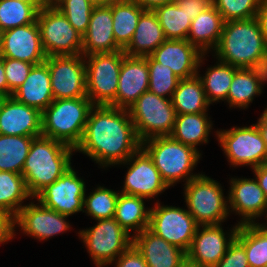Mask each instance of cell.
Segmentation results:
<instances>
[{"mask_svg":"<svg viewBox=\"0 0 267 267\" xmlns=\"http://www.w3.org/2000/svg\"><path fill=\"white\" fill-rule=\"evenodd\" d=\"M212 121L208 113L176 114L175 125L171 137L197 150V146L209 142ZM201 143V144H200Z\"/></svg>","mask_w":267,"mask_h":267,"instance_id":"obj_29","label":"cell"},{"mask_svg":"<svg viewBox=\"0 0 267 267\" xmlns=\"http://www.w3.org/2000/svg\"><path fill=\"white\" fill-rule=\"evenodd\" d=\"M72 166L51 185L44 188L35 199L45 207L71 216L83 211L85 181Z\"/></svg>","mask_w":267,"mask_h":267,"instance_id":"obj_14","label":"cell"},{"mask_svg":"<svg viewBox=\"0 0 267 267\" xmlns=\"http://www.w3.org/2000/svg\"><path fill=\"white\" fill-rule=\"evenodd\" d=\"M111 9L115 41L124 49L130 43L139 17L145 9L132 0H114Z\"/></svg>","mask_w":267,"mask_h":267,"instance_id":"obj_33","label":"cell"},{"mask_svg":"<svg viewBox=\"0 0 267 267\" xmlns=\"http://www.w3.org/2000/svg\"><path fill=\"white\" fill-rule=\"evenodd\" d=\"M35 2L39 7H42V0H27Z\"/></svg>","mask_w":267,"mask_h":267,"instance_id":"obj_58","label":"cell"},{"mask_svg":"<svg viewBox=\"0 0 267 267\" xmlns=\"http://www.w3.org/2000/svg\"><path fill=\"white\" fill-rule=\"evenodd\" d=\"M94 189L88 196L85 191L83 212L95 220L114 217L119 191H113L104 186H97Z\"/></svg>","mask_w":267,"mask_h":267,"instance_id":"obj_39","label":"cell"},{"mask_svg":"<svg viewBox=\"0 0 267 267\" xmlns=\"http://www.w3.org/2000/svg\"><path fill=\"white\" fill-rule=\"evenodd\" d=\"M254 172L255 179L257 180L259 187L264 191L267 199V166L260 165L252 169Z\"/></svg>","mask_w":267,"mask_h":267,"instance_id":"obj_49","label":"cell"},{"mask_svg":"<svg viewBox=\"0 0 267 267\" xmlns=\"http://www.w3.org/2000/svg\"><path fill=\"white\" fill-rule=\"evenodd\" d=\"M73 151V147L52 138L39 136L33 139L22 171L33 199L72 166Z\"/></svg>","mask_w":267,"mask_h":267,"instance_id":"obj_3","label":"cell"},{"mask_svg":"<svg viewBox=\"0 0 267 267\" xmlns=\"http://www.w3.org/2000/svg\"><path fill=\"white\" fill-rule=\"evenodd\" d=\"M141 148L152 159L166 184L175 186L182 179L185 184L200 174H193L201 153L194 148L174 140L171 136L144 140Z\"/></svg>","mask_w":267,"mask_h":267,"instance_id":"obj_5","label":"cell"},{"mask_svg":"<svg viewBox=\"0 0 267 267\" xmlns=\"http://www.w3.org/2000/svg\"><path fill=\"white\" fill-rule=\"evenodd\" d=\"M37 24L47 57L82 54L83 36L55 6L40 7Z\"/></svg>","mask_w":267,"mask_h":267,"instance_id":"obj_10","label":"cell"},{"mask_svg":"<svg viewBox=\"0 0 267 267\" xmlns=\"http://www.w3.org/2000/svg\"><path fill=\"white\" fill-rule=\"evenodd\" d=\"M98 223L78 232L87 252L97 267H105L116 260L131 244L132 236L114 219L96 220Z\"/></svg>","mask_w":267,"mask_h":267,"instance_id":"obj_9","label":"cell"},{"mask_svg":"<svg viewBox=\"0 0 267 267\" xmlns=\"http://www.w3.org/2000/svg\"><path fill=\"white\" fill-rule=\"evenodd\" d=\"M264 165H265V166H267V156H266V159H265Z\"/></svg>","mask_w":267,"mask_h":267,"instance_id":"obj_60","label":"cell"},{"mask_svg":"<svg viewBox=\"0 0 267 267\" xmlns=\"http://www.w3.org/2000/svg\"><path fill=\"white\" fill-rule=\"evenodd\" d=\"M53 6L63 13L82 36L86 33L94 8L88 0H58Z\"/></svg>","mask_w":267,"mask_h":267,"instance_id":"obj_41","label":"cell"},{"mask_svg":"<svg viewBox=\"0 0 267 267\" xmlns=\"http://www.w3.org/2000/svg\"><path fill=\"white\" fill-rule=\"evenodd\" d=\"M149 69L146 57L125 56L119 74L116 108L128 109L141 94L148 91Z\"/></svg>","mask_w":267,"mask_h":267,"instance_id":"obj_23","label":"cell"},{"mask_svg":"<svg viewBox=\"0 0 267 267\" xmlns=\"http://www.w3.org/2000/svg\"><path fill=\"white\" fill-rule=\"evenodd\" d=\"M256 18L259 21L267 45V0H261Z\"/></svg>","mask_w":267,"mask_h":267,"instance_id":"obj_48","label":"cell"},{"mask_svg":"<svg viewBox=\"0 0 267 267\" xmlns=\"http://www.w3.org/2000/svg\"><path fill=\"white\" fill-rule=\"evenodd\" d=\"M115 267H148L141 253L131 244L116 260Z\"/></svg>","mask_w":267,"mask_h":267,"instance_id":"obj_45","label":"cell"},{"mask_svg":"<svg viewBox=\"0 0 267 267\" xmlns=\"http://www.w3.org/2000/svg\"><path fill=\"white\" fill-rule=\"evenodd\" d=\"M16 226V216L12 213L0 209V244L9 242L14 238Z\"/></svg>","mask_w":267,"mask_h":267,"instance_id":"obj_46","label":"cell"},{"mask_svg":"<svg viewBox=\"0 0 267 267\" xmlns=\"http://www.w3.org/2000/svg\"><path fill=\"white\" fill-rule=\"evenodd\" d=\"M180 267H202V266L193 264L186 260Z\"/></svg>","mask_w":267,"mask_h":267,"instance_id":"obj_55","label":"cell"},{"mask_svg":"<svg viewBox=\"0 0 267 267\" xmlns=\"http://www.w3.org/2000/svg\"><path fill=\"white\" fill-rule=\"evenodd\" d=\"M145 10H153L157 6L175 2V0H132Z\"/></svg>","mask_w":267,"mask_h":267,"instance_id":"obj_50","label":"cell"},{"mask_svg":"<svg viewBox=\"0 0 267 267\" xmlns=\"http://www.w3.org/2000/svg\"><path fill=\"white\" fill-rule=\"evenodd\" d=\"M184 185L187 209L198 225H217L227 220L228 196H224L218 181L201 173Z\"/></svg>","mask_w":267,"mask_h":267,"instance_id":"obj_6","label":"cell"},{"mask_svg":"<svg viewBox=\"0 0 267 267\" xmlns=\"http://www.w3.org/2000/svg\"><path fill=\"white\" fill-rule=\"evenodd\" d=\"M123 50L115 41L111 3L94 6L88 29L82 38V55L113 53Z\"/></svg>","mask_w":267,"mask_h":267,"instance_id":"obj_21","label":"cell"},{"mask_svg":"<svg viewBox=\"0 0 267 267\" xmlns=\"http://www.w3.org/2000/svg\"><path fill=\"white\" fill-rule=\"evenodd\" d=\"M223 20H247L256 17L261 0H212Z\"/></svg>","mask_w":267,"mask_h":267,"instance_id":"obj_42","label":"cell"},{"mask_svg":"<svg viewBox=\"0 0 267 267\" xmlns=\"http://www.w3.org/2000/svg\"><path fill=\"white\" fill-rule=\"evenodd\" d=\"M238 228L239 224L237 223L229 234L223 231L222 224L199 225L186 252V260L202 267L215 266L236 238Z\"/></svg>","mask_w":267,"mask_h":267,"instance_id":"obj_16","label":"cell"},{"mask_svg":"<svg viewBox=\"0 0 267 267\" xmlns=\"http://www.w3.org/2000/svg\"><path fill=\"white\" fill-rule=\"evenodd\" d=\"M34 138L0 134V171L22 174Z\"/></svg>","mask_w":267,"mask_h":267,"instance_id":"obj_35","label":"cell"},{"mask_svg":"<svg viewBox=\"0 0 267 267\" xmlns=\"http://www.w3.org/2000/svg\"><path fill=\"white\" fill-rule=\"evenodd\" d=\"M1 56L34 65L46 60L37 20L32 24L2 32Z\"/></svg>","mask_w":267,"mask_h":267,"instance_id":"obj_19","label":"cell"},{"mask_svg":"<svg viewBox=\"0 0 267 267\" xmlns=\"http://www.w3.org/2000/svg\"><path fill=\"white\" fill-rule=\"evenodd\" d=\"M58 0H42V6L44 5H54Z\"/></svg>","mask_w":267,"mask_h":267,"instance_id":"obj_56","label":"cell"},{"mask_svg":"<svg viewBox=\"0 0 267 267\" xmlns=\"http://www.w3.org/2000/svg\"><path fill=\"white\" fill-rule=\"evenodd\" d=\"M216 136L231 167L249 165L253 169L264 164L267 146L256 123L217 130Z\"/></svg>","mask_w":267,"mask_h":267,"instance_id":"obj_11","label":"cell"},{"mask_svg":"<svg viewBox=\"0 0 267 267\" xmlns=\"http://www.w3.org/2000/svg\"><path fill=\"white\" fill-rule=\"evenodd\" d=\"M130 165L128 167L123 189L120 193L135 195L147 199L157 197L169 188L162 179L159 170L153 164L149 155L140 148L125 162L117 165Z\"/></svg>","mask_w":267,"mask_h":267,"instance_id":"obj_15","label":"cell"},{"mask_svg":"<svg viewBox=\"0 0 267 267\" xmlns=\"http://www.w3.org/2000/svg\"><path fill=\"white\" fill-rule=\"evenodd\" d=\"M39 9L33 1L0 0V31L34 23Z\"/></svg>","mask_w":267,"mask_h":267,"instance_id":"obj_38","label":"cell"},{"mask_svg":"<svg viewBox=\"0 0 267 267\" xmlns=\"http://www.w3.org/2000/svg\"><path fill=\"white\" fill-rule=\"evenodd\" d=\"M1 47H2V31H0V56H1Z\"/></svg>","mask_w":267,"mask_h":267,"instance_id":"obj_59","label":"cell"},{"mask_svg":"<svg viewBox=\"0 0 267 267\" xmlns=\"http://www.w3.org/2000/svg\"><path fill=\"white\" fill-rule=\"evenodd\" d=\"M67 217L39 201L37 204L32 201L20 209L16 216V226L20 227L23 234L43 241L69 230L71 226L66 221Z\"/></svg>","mask_w":267,"mask_h":267,"instance_id":"obj_18","label":"cell"},{"mask_svg":"<svg viewBox=\"0 0 267 267\" xmlns=\"http://www.w3.org/2000/svg\"><path fill=\"white\" fill-rule=\"evenodd\" d=\"M175 2L192 20L213 4L212 0H175Z\"/></svg>","mask_w":267,"mask_h":267,"instance_id":"obj_47","label":"cell"},{"mask_svg":"<svg viewBox=\"0 0 267 267\" xmlns=\"http://www.w3.org/2000/svg\"><path fill=\"white\" fill-rule=\"evenodd\" d=\"M203 54L187 40L166 39L150 56L162 66L169 67L179 79L197 75Z\"/></svg>","mask_w":267,"mask_h":267,"instance_id":"obj_22","label":"cell"},{"mask_svg":"<svg viewBox=\"0 0 267 267\" xmlns=\"http://www.w3.org/2000/svg\"><path fill=\"white\" fill-rule=\"evenodd\" d=\"M263 71L260 68H238L235 71L226 102L229 107L247 109L256 95L263 91Z\"/></svg>","mask_w":267,"mask_h":267,"instance_id":"obj_28","label":"cell"},{"mask_svg":"<svg viewBox=\"0 0 267 267\" xmlns=\"http://www.w3.org/2000/svg\"><path fill=\"white\" fill-rule=\"evenodd\" d=\"M132 244L148 267H180L186 261L184 250L166 242L149 228L133 235Z\"/></svg>","mask_w":267,"mask_h":267,"instance_id":"obj_24","label":"cell"},{"mask_svg":"<svg viewBox=\"0 0 267 267\" xmlns=\"http://www.w3.org/2000/svg\"><path fill=\"white\" fill-rule=\"evenodd\" d=\"M146 198L119 192L114 219L131 235L149 228L151 208H145ZM135 230V231H134Z\"/></svg>","mask_w":267,"mask_h":267,"instance_id":"obj_30","label":"cell"},{"mask_svg":"<svg viewBox=\"0 0 267 267\" xmlns=\"http://www.w3.org/2000/svg\"><path fill=\"white\" fill-rule=\"evenodd\" d=\"M263 113H264L265 115H267V108L263 111Z\"/></svg>","mask_w":267,"mask_h":267,"instance_id":"obj_61","label":"cell"},{"mask_svg":"<svg viewBox=\"0 0 267 267\" xmlns=\"http://www.w3.org/2000/svg\"><path fill=\"white\" fill-rule=\"evenodd\" d=\"M0 134L12 136H42V112L6 97L0 110Z\"/></svg>","mask_w":267,"mask_h":267,"instance_id":"obj_20","label":"cell"},{"mask_svg":"<svg viewBox=\"0 0 267 267\" xmlns=\"http://www.w3.org/2000/svg\"><path fill=\"white\" fill-rule=\"evenodd\" d=\"M203 54L198 62L197 75L200 78L203 89L205 90L206 99L209 104L220 102L222 100L225 102L227 100L228 91L232 83L235 71L238 69L230 64L223 63L218 60L217 65L209 67L205 75L200 76V66H202Z\"/></svg>","mask_w":267,"mask_h":267,"instance_id":"obj_32","label":"cell"},{"mask_svg":"<svg viewBox=\"0 0 267 267\" xmlns=\"http://www.w3.org/2000/svg\"><path fill=\"white\" fill-rule=\"evenodd\" d=\"M141 143L128 109L94 105L74 152H81L106 168L125 162L141 148Z\"/></svg>","mask_w":267,"mask_h":267,"instance_id":"obj_1","label":"cell"},{"mask_svg":"<svg viewBox=\"0 0 267 267\" xmlns=\"http://www.w3.org/2000/svg\"><path fill=\"white\" fill-rule=\"evenodd\" d=\"M7 80V97L25 82L34 64L12 58H3Z\"/></svg>","mask_w":267,"mask_h":267,"instance_id":"obj_43","label":"cell"},{"mask_svg":"<svg viewBox=\"0 0 267 267\" xmlns=\"http://www.w3.org/2000/svg\"><path fill=\"white\" fill-rule=\"evenodd\" d=\"M225 21L212 4L191 22L187 41L194 45L202 54H208L216 48Z\"/></svg>","mask_w":267,"mask_h":267,"instance_id":"obj_27","label":"cell"},{"mask_svg":"<svg viewBox=\"0 0 267 267\" xmlns=\"http://www.w3.org/2000/svg\"><path fill=\"white\" fill-rule=\"evenodd\" d=\"M153 11L157 15L166 39L187 40L192 19L176 2L157 6Z\"/></svg>","mask_w":267,"mask_h":267,"instance_id":"obj_37","label":"cell"},{"mask_svg":"<svg viewBox=\"0 0 267 267\" xmlns=\"http://www.w3.org/2000/svg\"><path fill=\"white\" fill-rule=\"evenodd\" d=\"M94 6H104L110 4L114 0H88Z\"/></svg>","mask_w":267,"mask_h":267,"instance_id":"obj_53","label":"cell"},{"mask_svg":"<svg viewBox=\"0 0 267 267\" xmlns=\"http://www.w3.org/2000/svg\"><path fill=\"white\" fill-rule=\"evenodd\" d=\"M45 62L50 71L54 100L87 97L86 65L82 54L50 56Z\"/></svg>","mask_w":267,"mask_h":267,"instance_id":"obj_13","label":"cell"},{"mask_svg":"<svg viewBox=\"0 0 267 267\" xmlns=\"http://www.w3.org/2000/svg\"><path fill=\"white\" fill-rule=\"evenodd\" d=\"M213 267H249L244 247L234 239L223 258Z\"/></svg>","mask_w":267,"mask_h":267,"instance_id":"obj_44","label":"cell"},{"mask_svg":"<svg viewBox=\"0 0 267 267\" xmlns=\"http://www.w3.org/2000/svg\"><path fill=\"white\" fill-rule=\"evenodd\" d=\"M33 200L22 174L0 171V209L17 216L24 200Z\"/></svg>","mask_w":267,"mask_h":267,"instance_id":"obj_36","label":"cell"},{"mask_svg":"<svg viewBox=\"0 0 267 267\" xmlns=\"http://www.w3.org/2000/svg\"><path fill=\"white\" fill-rule=\"evenodd\" d=\"M128 111L141 142L155 137L171 136L176 118L171 99L148 90L139 96Z\"/></svg>","mask_w":267,"mask_h":267,"instance_id":"obj_7","label":"cell"},{"mask_svg":"<svg viewBox=\"0 0 267 267\" xmlns=\"http://www.w3.org/2000/svg\"><path fill=\"white\" fill-rule=\"evenodd\" d=\"M198 226L187 209L164 206L158 201L151 207L149 229L185 252L188 251Z\"/></svg>","mask_w":267,"mask_h":267,"instance_id":"obj_12","label":"cell"},{"mask_svg":"<svg viewBox=\"0 0 267 267\" xmlns=\"http://www.w3.org/2000/svg\"><path fill=\"white\" fill-rule=\"evenodd\" d=\"M93 107L88 97L53 100L42 112V136L76 149Z\"/></svg>","mask_w":267,"mask_h":267,"instance_id":"obj_4","label":"cell"},{"mask_svg":"<svg viewBox=\"0 0 267 267\" xmlns=\"http://www.w3.org/2000/svg\"><path fill=\"white\" fill-rule=\"evenodd\" d=\"M264 84L267 82V58L262 66Z\"/></svg>","mask_w":267,"mask_h":267,"instance_id":"obj_54","label":"cell"},{"mask_svg":"<svg viewBox=\"0 0 267 267\" xmlns=\"http://www.w3.org/2000/svg\"><path fill=\"white\" fill-rule=\"evenodd\" d=\"M147 63L149 69L148 90L158 96L172 99L180 79L169 67L162 66L151 56H147Z\"/></svg>","mask_w":267,"mask_h":267,"instance_id":"obj_40","label":"cell"},{"mask_svg":"<svg viewBox=\"0 0 267 267\" xmlns=\"http://www.w3.org/2000/svg\"><path fill=\"white\" fill-rule=\"evenodd\" d=\"M256 124L258 125L267 146V115L262 113Z\"/></svg>","mask_w":267,"mask_h":267,"instance_id":"obj_52","label":"cell"},{"mask_svg":"<svg viewBox=\"0 0 267 267\" xmlns=\"http://www.w3.org/2000/svg\"><path fill=\"white\" fill-rule=\"evenodd\" d=\"M171 100L176 114L205 113L210 106L198 75L180 79Z\"/></svg>","mask_w":267,"mask_h":267,"instance_id":"obj_31","label":"cell"},{"mask_svg":"<svg viewBox=\"0 0 267 267\" xmlns=\"http://www.w3.org/2000/svg\"><path fill=\"white\" fill-rule=\"evenodd\" d=\"M235 239L244 247L249 267H266L267 226L259 222L239 225Z\"/></svg>","mask_w":267,"mask_h":267,"instance_id":"obj_34","label":"cell"},{"mask_svg":"<svg viewBox=\"0 0 267 267\" xmlns=\"http://www.w3.org/2000/svg\"><path fill=\"white\" fill-rule=\"evenodd\" d=\"M124 50L84 56L86 65V93L94 105L116 108V92Z\"/></svg>","mask_w":267,"mask_h":267,"instance_id":"obj_8","label":"cell"},{"mask_svg":"<svg viewBox=\"0 0 267 267\" xmlns=\"http://www.w3.org/2000/svg\"><path fill=\"white\" fill-rule=\"evenodd\" d=\"M229 184L228 208L242 217L239 225L256 223L255 219L263 215L267 217V199L255 178L233 177Z\"/></svg>","mask_w":267,"mask_h":267,"instance_id":"obj_17","label":"cell"},{"mask_svg":"<svg viewBox=\"0 0 267 267\" xmlns=\"http://www.w3.org/2000/svg\"><path fill=\"white\" fill-rule=\"evenodd\" d=\"M0 94L7 97V80L3 66V57L0 56Z\"/></svg>","mask_w":267,"mask_h":267,"instance_id":"obj_51","label":"cell"},{"mask_svg":"<svg viewBox=\"0 0 267 267\" xmlns=\"http://www.w3.org/2000/svg\"><path fill=\"white\" fill-rule=\"evenodd\" d=\"M19 102L43 112L54 100L47 63L34 65L25 82L12 94Z\"/></svg>","mask_w":267,"mask_h":267,"instance_id":"obj_25","label":"cell"},{"mask_svg":"<svg viewBox=\"0 0 267 267\" xmlns=\"http://www.w3.org/2000/svg\"><path fill=\"white\" fill-rule=\"evenodd\" d=\"M166 40L153 10H145L139 17L130 43L123 49L127 56H150Z\"/></svg>","mask_w":267,"mask_h":267,"instance_id":"obj_26","label":"cell"},{"mask_svg":"<svg viewBox=\"0 0 267 267\" xmlns=\"http://www.w3.org/2000/svg\"><path fill=\"white\" fill-rule=\"evenodd\" d=\"M5 99H6V96L0 94V110H1L2 104L5 101Z\"/></svg>","mask_w":267,"mask_h":267,"instance_id":"obj_57","label":"cell"},{"mask_svg":"<svg viewBox=\"0 0 267 267\" xmlns=\"http://www.w3.org/2000/svg\"><path fill=\"white\" fill-rule=\"evenodd\" d=\"M213 51L219 61L236 68L262 69L267 45L257 18L226 21Z\"/></svg>","mask_w":267,"mask_h":267,"instance_id":"obj_2","label":"cell"}]
</instances>
